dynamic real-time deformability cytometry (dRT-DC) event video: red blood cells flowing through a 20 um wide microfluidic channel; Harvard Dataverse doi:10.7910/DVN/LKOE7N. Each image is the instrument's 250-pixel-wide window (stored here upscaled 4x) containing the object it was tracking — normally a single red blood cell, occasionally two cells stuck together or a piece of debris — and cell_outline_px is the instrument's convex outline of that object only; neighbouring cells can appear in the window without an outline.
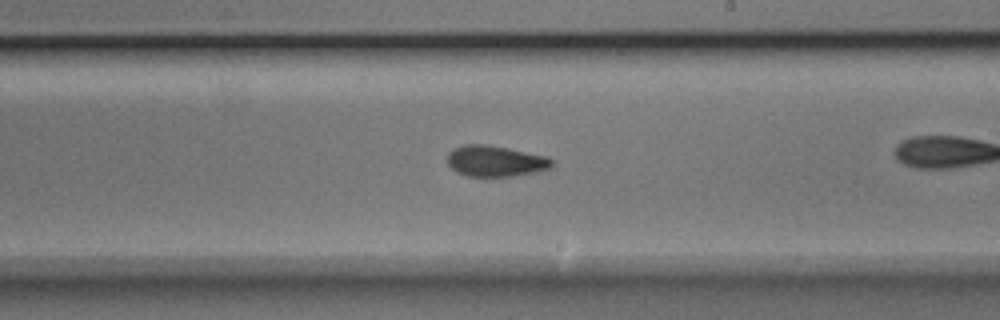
{"species": "Egyptian fruit bat (a non-hibernating species)", "species_latin": "Rousettus aegyptiacus", "temperature_condition": "room temperature", "stored_images_in_passage": 41, "camera_frame_rate_fps": 3000, "um_per_image_px": 0.085, "animal": {"sex": "male"}, "frame": {"image": 1, "passage_image": 30, "time_ms": 9.667, "image_size_px": [1000, 320], "cell_outline_px": [[552, 168], [536, 172], [512, 176], [468, 176], [456, 172], [448, 164], [448, 152], [464, 144], [484, 144], [544, 156], [552, 160]], "centroid_in_image_um": [42.08, 13.7], "position_along_channel_um": 246.9, "area_um2": 18.5}}